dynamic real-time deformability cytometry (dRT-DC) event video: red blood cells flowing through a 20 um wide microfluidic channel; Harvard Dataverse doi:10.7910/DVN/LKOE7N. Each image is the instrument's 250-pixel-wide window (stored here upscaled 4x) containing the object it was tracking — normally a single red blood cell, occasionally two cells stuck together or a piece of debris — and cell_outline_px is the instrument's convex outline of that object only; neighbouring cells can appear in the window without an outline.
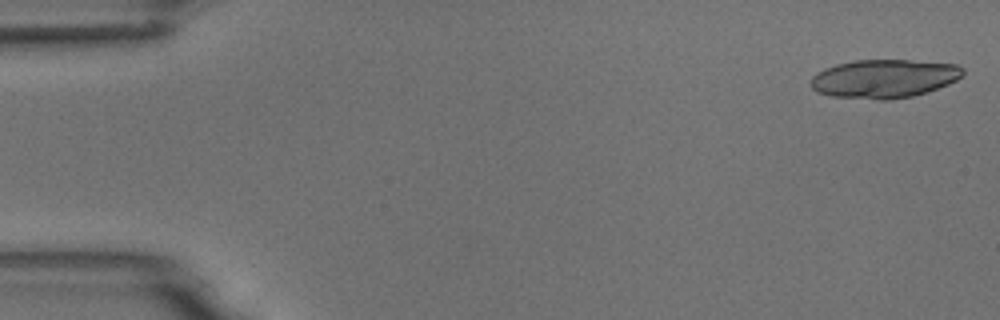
{"species": "common noctule bat (a hibernating species)", "species_latin": "Nyctalus noctula", "temperature_condition": "room temperature", "stored_images_in_passage": 4, "camera_frame_rate_fps": 3000, "um_per_image_px": 0.085, "animal": {"sex": "male", "body_mass_g": 18.8}, "frame": {"image": 1, "passage_image": 1, "time_ms": 0.0, "image_size_px": [1000, 320], "cell_outline_px": [[964, 76], [948, 84], [912, 96], [888, 100], [880, 100], [832, 96], [816, 92], [808, 84], [812, 76], [816, 72], [824, 68], [836, 64], [856, 60], [908, 60], [956, 64], [964, 68]], "centroid_in_image_um": [75.11, 6.68], "position_along_channel_um": 9.9, "area_um2": 34.33}}